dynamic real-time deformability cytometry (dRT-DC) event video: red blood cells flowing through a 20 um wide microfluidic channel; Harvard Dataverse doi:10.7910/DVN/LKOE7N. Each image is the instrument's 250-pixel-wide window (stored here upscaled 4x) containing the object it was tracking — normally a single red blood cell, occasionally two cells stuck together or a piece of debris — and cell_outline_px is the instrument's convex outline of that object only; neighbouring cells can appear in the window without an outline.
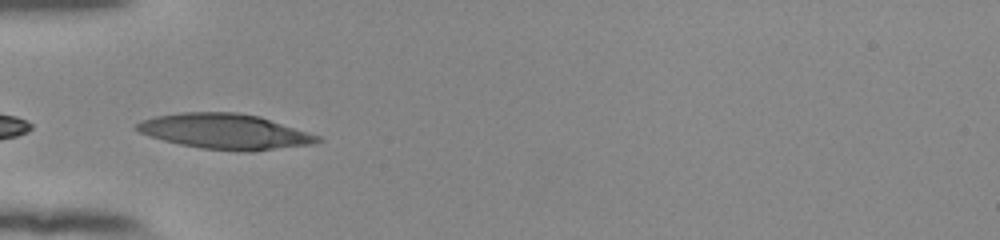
{"species": "human", "species_latin": "Homo sapiens", "temperature_condition": "room temperature", "stored_images_in_passage": 36, "camera_frame_rate_fps": 3000, "um_per_image_px": 0.085, "donor": {"sex": "female"}, "frame": {"image": 1, "passage_image": 1, "time_ms": 0.0, "image_size_px": [1000, 240], "cell_outline_px": [[324, 140], [312, 144], [252, 152], [236, 152], [200, 148], [180, 144], [164, 140], [140, 132], [132, 128], [136, 124], [144, 120], [156, 116], [180, 112], [236, 112], [260, 116], [320, 136]], "centroid_in_image_um": [19.16, 11.18], "position_along_channel_um": 65.8, "area_um2": 37.28}}
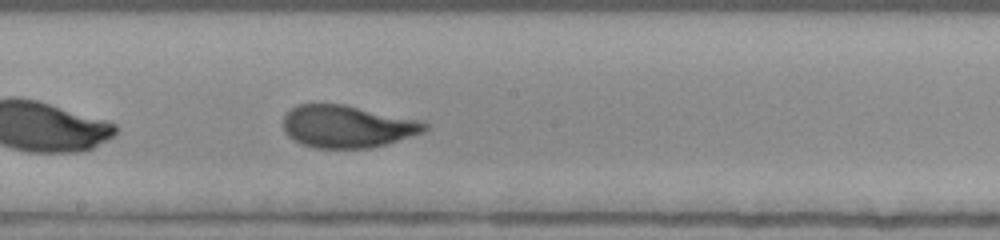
{"frame": {"image": 2, "passage_image": 13, "time_ms": 4.0, "image_size_px": [1000, 240], "cell_outline_px": [[428, 128], [424, 132], [388, 144], [372, 148], [312, 148], [300, 144], [288, 136], [284, 132], [284, 116], [296, 104], [344, 104], [424, 120], [428, 124]], "centroid_in_image_um": [29.56, 10.75], "position_along_channel_um": 218.6, "area_um2": 35.49}}
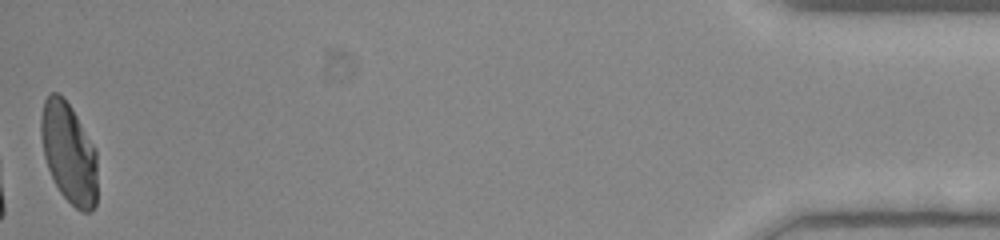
{"frame": {"image": 3, "passage_image": 36, "time_ms": 11.667, "image_size_px": [1000, 240], "cell_outline_px": [[96, 204], [92, 212], [80, 212], [60, 192], [48, 168], [44, 156], [40, 136], [40, 116], [44, 100], [52, 92], [56, 92], [64, 96], [72, 108], [96, 148]], "centroid_in_image_um": [5.84, 12.97], "position_along_channel_um": 429.4, "area_um2": 33.23}, "authors_computed_cell_mechanics": {"area_um2": 34.5933, "velocity_mm_per_s": 3.8769, "shape_relaxation_time_tau1_ms": 4.4797, "shape_relaxation_time_tau2_ms": null, "deformation_change_tau1": 0.1999, "deformation_change_tau2": null}}